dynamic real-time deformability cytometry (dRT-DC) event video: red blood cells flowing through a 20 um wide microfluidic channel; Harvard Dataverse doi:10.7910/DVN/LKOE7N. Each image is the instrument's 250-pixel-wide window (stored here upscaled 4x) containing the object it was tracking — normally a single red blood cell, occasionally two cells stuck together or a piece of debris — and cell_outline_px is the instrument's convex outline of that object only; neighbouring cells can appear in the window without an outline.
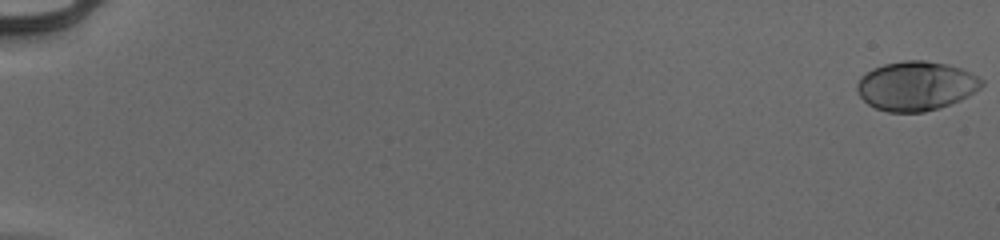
{"species": "human", "species_latin": "Homo sapiens", "temperature_condition": "cold", "stored_images_in_passage": 55, "camera_frame_rate_fps": 3000, "um_per_image_px": 0.085, "donor": {"sex": "male"}, "frame": {"image": 1, "passage_image": 1, "time_ms": 0.0, "image_size_px": [1000, 240], "cell_outline_px": [[984, 84], [980, 88], [968, 96], [960, 100], [924, 112], [888, 112], [876, 108], [868, 104], [856, 92], [856, 84], [860, 76], [872, 68], [884, 64], [904, 60], [924, 60], [948, 64], [972, 72], [984, 80]], "centroid_in_image_um": [77.85, 7.29], "position_along_channel_um": 7.2, "area_um2": 35.95}}
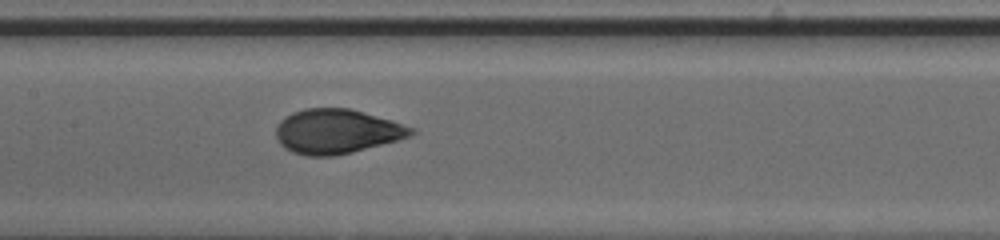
{"frame": {"image": 2, "passage_image": 30, "time_ms": 9.667, "image_size_px": [1000, 240], "cell_outline_px": [[416, 132], [412, 136], [400, 140], [352, 152], [332, 156], [304, 156], [292, 152], [284, 148], [276, 140], [276, 128], [280, 120], [284, 116], [292, 112], [304, 108], [348, 108], [392, 120], [416, 128]], "centroid_in_image_um": [28.63, 11.17], "position_along_channel_um": 178.8, "area_um2": 35.43}}
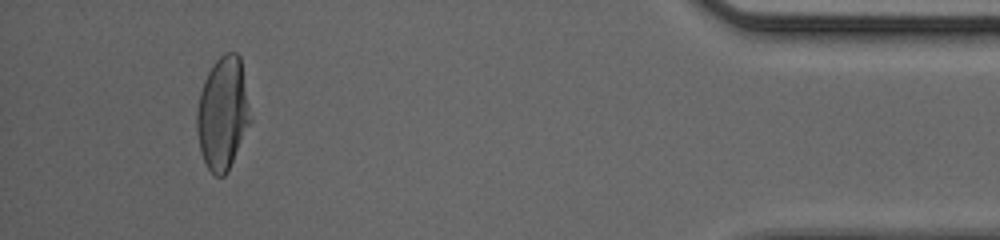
{"frame": {"image": 3, "passage_image": 52, "time_ms": 17.0, "image_size_px": [1000, 240], "cell_outline_px": [[252, 120], [228, 172], [224, 176], [216, 176], [208, 168], [200, 152], [196, 132], [196, 112], [200, 92], [204, 80], [208, 72], [216, 60], [224, 52], [236, 52], [240, 56]], "centroid_in_image_um": [18.93, 9.64], "position_along_channel_um": 416.3, "area_um2": 35.43}, "authors_computed_cell_mechanics": {"area_um2": 34.7378, "velocity_mm_per_s": 3.9645, "shape_relaxation_time_tau1_ms": 4.033, "shape_relaxation_time_tau2_ms": null, "deformation_change_tau1": 0.1848, "deformation_change_tau2": null}}